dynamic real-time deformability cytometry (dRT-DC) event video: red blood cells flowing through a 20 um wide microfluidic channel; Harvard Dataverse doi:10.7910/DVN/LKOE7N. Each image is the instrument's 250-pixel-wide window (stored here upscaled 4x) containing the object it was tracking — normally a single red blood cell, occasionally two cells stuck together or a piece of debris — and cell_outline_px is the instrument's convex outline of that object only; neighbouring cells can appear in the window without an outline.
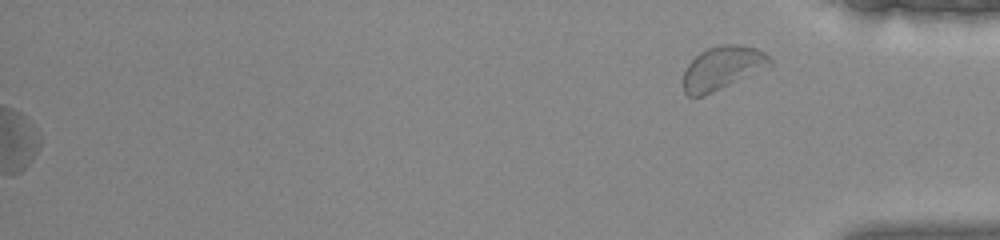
{"species": "common noctule bat (a hibernating species)", "species_latin": "Nyctalus noctula", "temperature_condition": "warm", "stored_images_in_passage": 36, "segment_of_instrument_passage": [2, 2], "camera_frame_rate_fps": 3000, "um_per_image_px": 0.085, "animal": {"sex": "female", "body_mass_g": 22.0, "forearm_length_mm": 56.7}, "frame": {"image": 1, "passage_image": 36, "time_ms": 11.667, "image_size_px": [1000, 240], "cell_outline_px": [[772, 68], [704, 96], [688, 96], [684, 92], [684, 72], [688, 64], [700, 52], [708, 48], [720, 44], [736, 44], [756, 48], [764, 52], [772, 60]], "centroid_in_image_um": [61.47, 5.79], "position_along_channel_um": 373.7, "area_um2": 22.37}}